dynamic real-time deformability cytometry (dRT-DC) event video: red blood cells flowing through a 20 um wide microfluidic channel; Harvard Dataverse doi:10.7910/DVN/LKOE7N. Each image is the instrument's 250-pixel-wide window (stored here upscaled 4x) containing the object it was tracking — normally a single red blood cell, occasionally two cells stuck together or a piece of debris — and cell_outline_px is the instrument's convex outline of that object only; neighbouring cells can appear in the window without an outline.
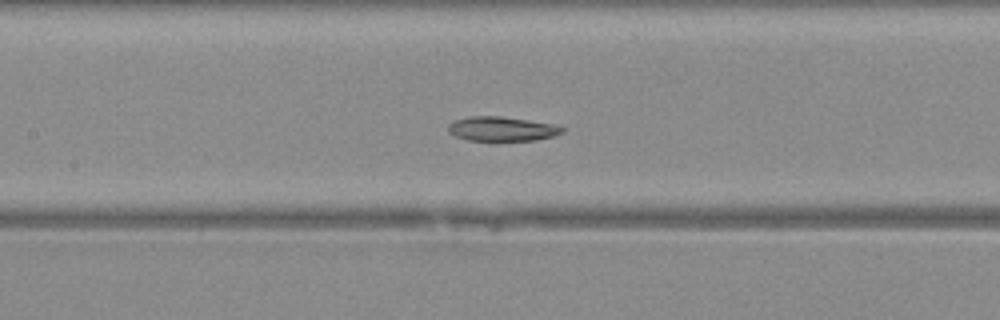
{"species": "Egyptian fruit bat (a non-hibernating species)", "species_latin": "Rousettus aegyptiacus", "temperature_condition": "warm", "stored_images_in_passage": 17, "camera_frame_rate_fps": 3000, "um_per_image_px": 0.085, "animal": {"sex": "female"}, "frame": {"image": 1, "passage_image": 15, "time_ms": 4.667, "image_size_px": [1000, 320], "cell_outline_px": [[564, 132], [552, 136], [536, 140], [468, 140], [456, 136], [448, 132], [448, 124], [456, 120], [472, 116], [496, 116], [552, 124], [564, 128]], "centroid_in_image_um": [42.63, 10.96], "position_along_channel_um": 164.8, "area_um2": 15.78}}
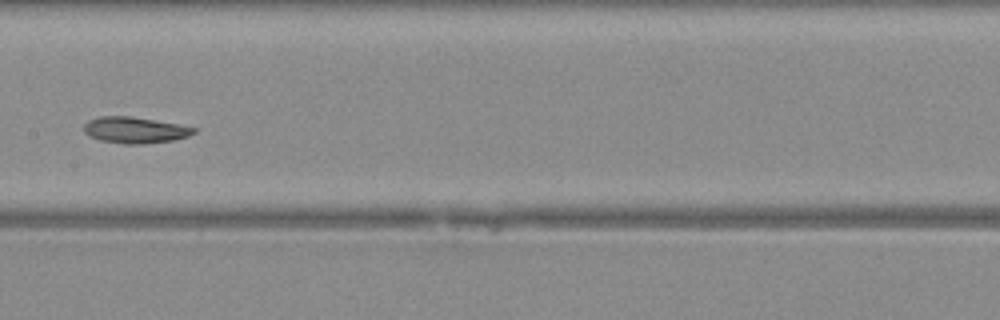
{"frame": {"image": 2, "passage_image": 17, "time_ms": 5.333, "image_size_px": [1000, 320], "cell_outline_px": [[196, 132], [188, 136], [172, 140], [144, 144], [124, 144], [100, 140], [88, 136], [84, 132], [84, 124], [88, 120], [100, 116], [128, 116], [176, 124], [196, 128]], "centroid_in_image_um": [11.42, 11.06], "position_along_channel_um": 196.0, "area_um2": 16.65}}